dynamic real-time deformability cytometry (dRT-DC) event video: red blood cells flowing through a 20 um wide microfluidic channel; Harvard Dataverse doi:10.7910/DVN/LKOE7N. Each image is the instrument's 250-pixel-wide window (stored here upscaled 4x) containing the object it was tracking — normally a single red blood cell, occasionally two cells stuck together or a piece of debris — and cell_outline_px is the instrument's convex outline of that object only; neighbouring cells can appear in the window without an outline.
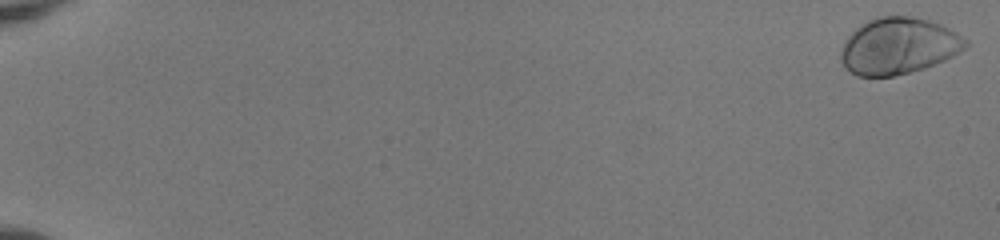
{"species": "human", "species_latin": "Homo sapiens", "temperature_condition": "room temperature", "stored_images_in_passage": 54, "camera_frame_rate_fps": 3000, "um_per_image_px": 0.085, "donor": {"sex": "female"}, "frame": {"image": 1, "passage_image": 1, "time_ms": 0.0, "image_size_px": [1000, 240], "cell_outline_px": [[968, 44], [960, 52], [944, 60], [924, 68], [892, 76], [856, 76], [844, 68], [840, 60], [840, 52], [848, 36], [856, 28], [868, 20], [876, 16], [912, 16], [928, 20], [940, 24], [956, 32], [968, 40]], "centroid_in_image_um": [76.35, 3.91], "position_along_channel_um": 8.6, "area_um2": 40.98}}
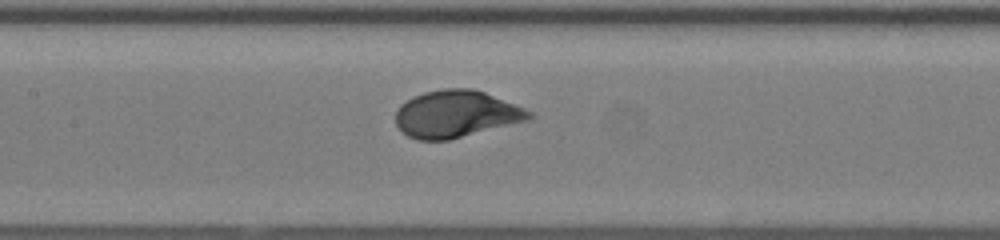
{"frame": {"image": 2, "passage_image": 29, "time_ms": 9.333, "image_size_px": [1000, 240], "cell_outline_px": [[536, 116], [528, 120], [448, 140], [416, 140], [408, 136], [396, 124], [396, 112], [400, 104], [412, 96], [424, 92], [444, 88], [472, 88], [484, 92], [524, 108], [532, 112]], "centroid_in_image_um": [38.75, 9.68], "position_along_channel_um": 168.6, "area_um2": 36.47}}
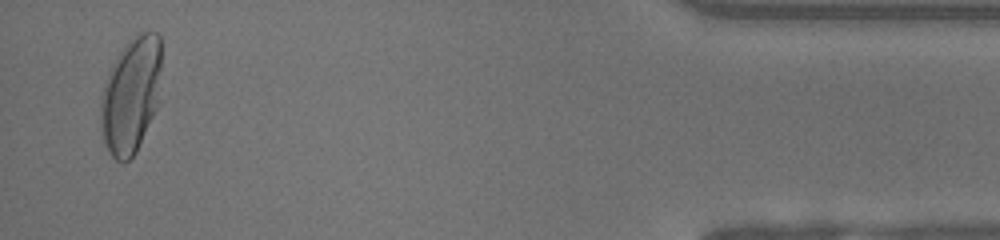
{"frame": {"image": 3, "passage_image": 53, "time_ms": 17.333, "image_size_px": [1000, 240], "cell_outline_px": [[160, 68], [156, 108], [136, 152], [124, 164], [120, 164], [112, 156], [104, 140], [100, 120], [100, 108], [104, 88], [112, 64], [116, 56], [128, 40], [140, 32], [156, 32], [160, 36]], "centroid_in_image_um": [11.12, 8.09], "position_along_channel_um": 424.1, "area_um2": 40.4}, "authors_computed_cell_mechanics": {"area_um2": 36.7319, "velocity_mm_per_s": 3.9601, "shape_relaxation_time_tau1_ms": 2.1402, "shape_relaxation_time_tau2_ms": null, "deformation_change_tau1": 0.1625, "deformation_change_tau2": null}}